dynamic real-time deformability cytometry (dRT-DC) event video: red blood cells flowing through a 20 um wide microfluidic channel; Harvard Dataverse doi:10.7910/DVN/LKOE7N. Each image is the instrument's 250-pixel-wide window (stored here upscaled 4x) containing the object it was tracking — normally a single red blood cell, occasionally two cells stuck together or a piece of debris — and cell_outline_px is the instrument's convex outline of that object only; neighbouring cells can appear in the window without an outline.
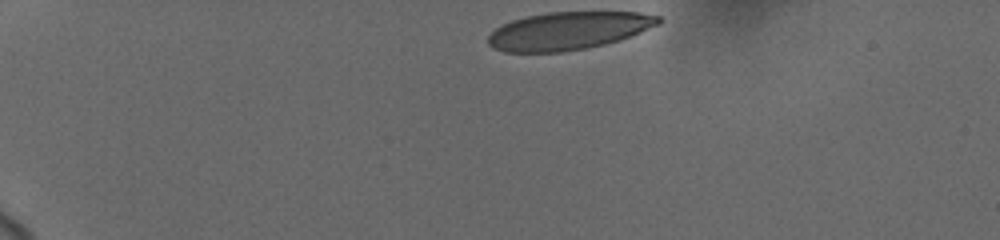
{"species": "human", "species_latin": "Homo sapiens", "temperature_condition": "cold", "stored_images_in_passage": 51, "camera_frame_rate_fps": 3000, "um_per_image_px": 0.085, "donor": {"sex": "female"}, "frame": {"image": 1, "passage_image": 1, "time_ms": 0.0, "image_size_px": [1000, 240], "cell_outline_px": [[664, 20], [660, 24], [640, 32], [604, 44], [564, 52], [504, 52], [492, 48], [488, 44], [488, 36], [496, 28], [512, 20], [528, 16], [548, 12], [640, 12], [660, 16]], "centroid_in_image_um": [48.31, 2.61], "position_along_channel_um": 36.7, "area_um2": 37.4}}
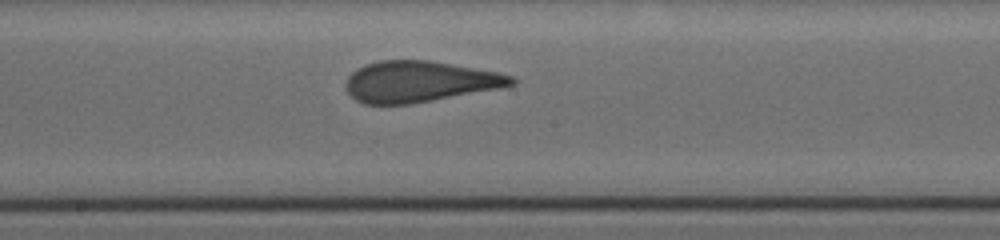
{"frame": {"image": 2, "passage_image": 28, "time_ms": 7.0, "image_size_px": [1000, 240], "cell_outline_px": [[516, 84], [504, 88], [408, 104], [364, 104], [356, 100], [348, 92], [344, 84], [348, 76], [356, 68], [364, 64], [380, 60], [428, 60], [452, 64], [496, 72], [512, 76], [516, 80]], "centroid_in_image_um": [35.64, 6.93], "position_along_channel_um": 212.6, "area_um2": 39.65}}
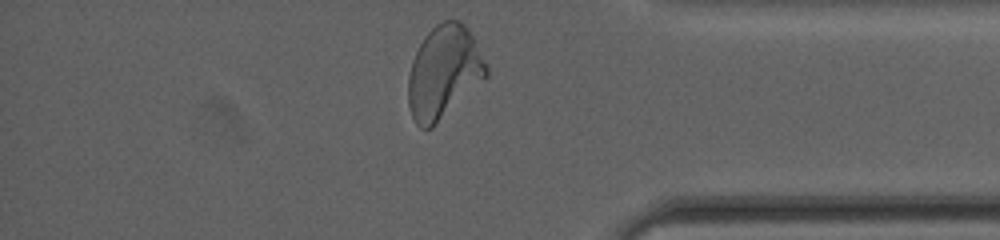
{"frame": {"image": 3, "passage_image": 50, "time_ms": 12.333, "image_size_px": [1000, 240], "cell_outline_px": [[488, 76], [432, 128], [420, 128], [416, 124], [412, 116], [408, 104], [408, 76], [412, 60], [424, 36], [436, 24], [444, 20], [460, 20], [468, 28], [488, 68]], "centroid_in_image_um": [37.71, 6.14], "position_along_channel_um": 397.5, "area_um2": 42.02}, "authors_computed_cell_mechanics": {"area_um2": 40.171, "velocity_mm_per_s": 3.682, "shape_relaxation_time_tau1_ms": 6.6872, "shape_relaxation_time_tau2_ms": 0.7882, "deformation_change_tau1": 0.2232, "deformation_change_tau2": 0.0905}}